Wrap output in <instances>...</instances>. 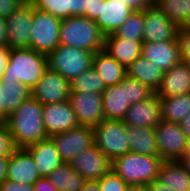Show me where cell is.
<instances>
[{
  "label": "cell",
  "mask_w": 190,
  "mask_h": 191,
  "mask_svg": "<svg viewBox=\"0 0 190 191\" xmlns=\"http://www.w3.org/2000/svg\"><path fill=\"white\" fill-rule=\"evenodd\" d=\"M16 148L48 138L43 123V105L32 96L4 119Z\"/></svg>",
  "instance_id": "6da1fadb"
},
{
  "label": "cell",
  "mask_w": 190,
  "mask_h": 191,
  "mask_svg": "<svg viewBox=\"0 0 190 191\" xmlns=\"http://www.w3.org/2000/svg\"><path fill=\"white\" fill-rule=\"evenodd\" d=\"M162 162L159 156L127 152L112 161L111 169L128 186H147L157 179Z\"/></svg>",
  "instance_id": "7a4b0ae2"
},
{
  "label": "cell",
  "mask_w": 190,
  "mask_h": 191,
  "mask_svg": "<svg viewBox=\"0 0 190 191\" xmlns=\"http://www.w3.org/2000/svg\"><path fill=\"white\" fill-rule=\"evenodd\" d=\"M105 35L94 20L71 16L61 21L60 44L96 53L104 49Z\"/></svg>",
  "instance_id": "3957f363"
},
{
  "label": "cell",
  "mask_w": 190,
  "mask_h": 191,
  "mask_svg": "<svg viewBox=\"0 0 190 191\" xmlns=\"http://www.w3.org/2000/svg\"><path fill=\"white\" fill-rule=\"evenodd\" d=\"M48 69L47 56L34 49H12L10 61L1 80L22 82L32 89Z\"/></svg>",
  "instance_id": "277c9868"
},
{
  "label": "cell",
  "mask_w": 190,
  "mask_h": 191,
  "mask_svg": "<svg viewBox=\"0 0 190 191\" xmlns=\"http://www.w3.org/2000/svg\"><path fill=\"white\" fill-rule=\"evenodd\" d=\"M93 56L92 52L60 44L47 56L48 68L71 82L92 66Z\"/></svg>",
  "instance_id": "5b68a950"
},
{
  "label": "cell",
  "mask_w": 190,
  "mask_h": 191,
  "mask_svg": "<svg viewBox=\"0 0 190 191\" xmlns=\"http://www.w3.org/2000/svg\"><path fill=\"white\" fill-rule=\"evenodd\" d=\"M61 19L33 7L30 49L48 56L60 45Z\"/></svg>",
  "instance_id": "8992f818"
},
{
  "label": "cell",
  "mask_w": 190,
  "mask_h": 191,
  "mask_svg": "<svg viewBox=\"0 0 190 191\" xmlns=\"http://www.w3.org/2000/svg\"><path fill=\"white\" fill-rule=\"evenodd\" d=\"M94 145L112 162L130 152L126 125L122 120L104 119L93 127Z\"/></svg>",
  "instance_id": "52a82bcc"
},
{
  "label": "cell",
  "mask_w": 190,
  "mask_h": 191,
  "mask_svg": "<svg viewBox=\"0 0 190 191\" xmlns=\"http://www.w3.org/2000/svg\"><path fill=\"white\" fill-rule=\"evenodd\" d=\"M154 129L159 157L163 161L181 160L188 137L182 131L180 123L161 121Z\"/></svg>",
  "instance_id": "ba28073f"
},
{
  "label": "cell",
  "mask_w": 190,
  "mask_h": 191,
  "mask_svg": "<svg viewBox=\"0 0 190 191\" xmlns=\"http://www.w3.org/2000/svg\"><path fill=\"white\" fill-rule=\"evenodd\" d=\"M33 5L26 0L13 13L6 17L8 47L11 49L30 48Z\"/></svg>",
  "instance_id": "9c48e42d"
},
{
  "label": "cell",
  "mask_w": 190,
  "mask_h": 191,
  "mask_svg": "<svg viewBox=\"0 0 190 191\" xmlns=\"http://www.w3.org/2000/svg\"><path fill=\"white\" fill-rule=\"evenodd\" d=\"M57 151L64 163H69L73 157L94 144L92 127L78 126L74 129L51 136Z\"/></svg>",
  "instance_id": "30bf717a"
},
{
  "label": "cell",
  "mask_w": 190,
  "mask_h": 191,
  "mask_svg": "<svg viewBox=\"0 0 190 191\" xmlns=\"http://www.w3.org/2000/svg\"><path fill=\"white\" fill-rule=\"evenodd\" d=\"M144 20L143 42L177 40L178 26L168 19L153 3L142 11Z\"/></svg>",
  "instance_id": "8fae6325"
},
{
  "label": "cell",
  "mask_w": 190,
  "mask_h": 191,
  "mask_svg": "<svg viewBox=\"0 0 190 191\" xmlns=\"http://www.w3.org/2000/svg\"><path fill=\"white\" fill-rule=\"evenodd\" d=\"M31 90V96L42 105L67 101L71 93L70 82L49 68Z\"/></svg>",
  "instance_id": "7c38bea8"
},
{
  "label": "cell",
  "mask_w": 190,
  "mask_h": 191,
  "mask_svg": "<svg viewBox=\"0 0 190 191\" xmlns=\"http://www.w3.org/2000/svg\"><path fill=\"white\" fill-rule=\"evenodd\" d=\"M111 161L94 144L77 153L69 162L86 180L98 181L111 170Z\"/></svg>",
  "instance_id": "4fadbf2b"
},
{
  "label": "cell",
  "mask_w": 190,
  "mask_h": 191,
  "mask_svg": "<svg viewBox=\"0 0 190 191\" xmlns=\"http://www.w3.org/2000/svg\"><path fill=\"white\" fill-rule=\"evenodd\" d=\"M69 102L79 126L94 127L105 119L102 94L70 93Z\"/></svg>",
  "instance_id": "5bb4252c"
},
{
  "label": "cell",
  "mask_w": 190,
  "mask_h": 191,
  "mask_svg": "<svg viewBox=\"0 0 190 191\" xmlns=\"http://www.w3.org/2000/svg\"><path fill=\"white\" fill-rule=\"evenodd\" d=\"M43 123L48 137L79 126L69 100L43 105Z\"/></svg>",
  "instance_id": "9a60e30c"
},
{
  "label": "cell",
  "mask_w": 190,
  "mask_h": 191,
  "mask_svg": "<svg viewBox=\"0 0 190 191\" xmlns=\"http://www.w3.org/2000/svg\"><path fill=\"white\" fill-rule=\"evenodd\" d=\"M122 121L129 127L155 128L162 121L160 98L153 93L149 98L130 105Z\"/></svg>",
  "instance_id": "2e32d148"
},
{
  "label": "cell",
  "mask_w": 190,
  "mask_h": 191,
  "mask_svg": "<svg viewBox=\"0 0 190 191\" xmlns=\"http://www.w3.org/2000/svg\"><path fill=\"white\" fill-rule=\"evenodd\" d=\"M39 178L31 154L25 148H16L8 157L6 180L33 185Z\"/></svg>",
  "instance_id": "e0dca14e"
},
{
  "label": "cell",
  "mask_w": 190,
  "mask_h": 191,
  "mask_svg": "<svg viewBox=\"0 0 190 191\" xmlns=\"http://www.w3.org/2000/svg\"><path fill=\"white\" fill-rule=\"evenodd\" d=\"M141 55L157 65L163 72L170 70L174 65L181 62L177 40L143 42Z\"/></svg>",
  "instance_id": "ac0fdd59"
},
{
  "label": "cell",
  "mask_w": 190,
  "mask_h": 191,
  "mask_svg": "<svg viewBox=\"0 0 190 191\" xmlns=\"http://www.w3.org/2000/svg\"><path fill=\"white\" fill-rule=\"evenodd\" d=\"M190 93V65L180 62L165 71L155 94L159 98H171Z\"/></svg>",
  "instance_id": "d6986e66"
},
{
  "label": "cell",
  "mask_w": 190,
  "mask_h": 191,
  "mask_svg": "<svg viewBox=\"0 0 190 191\" xmlns=\"http://www.w3.org/2000/svg\"><path fill=\"white\" fill-rule=\"evenodd\" d=\"M25 149L31 154L40 177H48L55 168L64 163L51 137L29 145Z\"/></svg>",
  "instance_id": "ffe728a7"
},
{
  "label": "cell",
  "mask_w": 190,
  "mask_h": 191,
  "mask_svg": "<svg viewBox=\"0 0 190 191\" xmlns=\"http://www.w3.org/2000/svg\"><path fill=\"white\" fill-rule=\"evenodd\" d=\"M133 12L122 0H100V16L95 23L106 36L114 33Z\"/></svg>",
  "instance_id": "44dd1931"
},
{
  "label": "cell",
  "mask_w": 190,
  "mask_h": 191,
  "mask_svg": "<svg viewBox=\"0 0 190 191\" xmlns=\"http://www.w3.org/2000/svg\"><path fill=\"white\" fill-rule=\"evenodd\" d=\"M143 41L126 40L113 33L105 36L104 50L126 69L139 57Z\"/></svg>",
  "instance_id": "7402d4cb"
},
{
  "label": "cell",
  "mask_w": 190,
  "mask_h": 191,
  "mask_svg": "<svg viewBox=\"0 0 190 191\" xmlns=\"http://www.w3.org/2000/svg\"><path fill=\"white\" fill-rule=\"evenodd\" d=\"M103 113L107 120H122L130 107L125 95V77L112 86H107L102 93Z\"/></svg>",
  "instance_id": "603a6c76"
},
{
  "label": "cell",
  "mask_w": 190,
  "mask_h": 191,
  "mask_svg": "<svg viewBox=\"0 0 190 191\" xmlns=\"http://www.w3.org/2000/svg\"><path fill=\"white\" fill-rule=\"evenodd\" d=\"M157 180L175 191H190V173L180 160L163 161Z\"/></svg>",
  "instance_id": "cb8c5ba5"
},
{
  "label": "cell",
  "mask_w": 190,
  "mask_h": 191,
  "mask_svg": "<svg viewBox=\"0 0 190 191\" xmlns=\"http://www.w3.org/2000/svg\"><path fill=\"white\" fill-rule=\"evenodd\" d=\"M92 67L104 80L106 87L119 84L127 75V69L104 49L94 54Z\"/></svg>",
  "instance_id": "d4e9b609"
},
{
  "label": "cell",
  "mask_w": 190,
  "mask_h": 191,
  "mask_svg": "<svg viewBox=\"0 0 190 191\" xmlns=\"http://www.w3.org/2000/svg\"><path fill=\"white\" fill-rule=\"evenodd\" d=\"M3 101L0 104V120H4L26 99L31 97V89L22 82L0 80Z\"/></svg>",
  "instance_id": "484cf974"
},
{
  "label": "cell",
  "mask_w": 190,
  "mask_h": 191,
  "mask_svg": "<svg viewBox=\"0 0 190 191\" xmlns=\"http://www.w3.org/2000/svg\"><path fill=\"white\" fill-rule=\"evenodd\" d=\"M126 135L130 152L159 156L154 128L126 126Z\"/></svg>",
  "instance_id": "4316f807"
},
{
  "label": "cell",
  "mask_w": 190,
  "mask_h": 191,
  "mask_svg": "<svg viewBox=\"0 0 190 191\" xmlns=\"http://www.w3.org/2000/svg\"><path fill=\"white\" fill-rule=\"evenodd\" d=\"M127 75L143 83L155 93L164 72L141 55L127 68Z\"/></svg>",
  "instance_id": "83f0119b"
},
{
  "label": "cell",
  "mask_w": 190,
  "mask_h": 191,
  "mask_svg": "<svg viewBox=\"0 0 190 191\" xmlns=\"http://www.w3.org/2000/svg\"><path fill=\"white\" fill-rule=\"evenodd\" d=\"M57 191H80L87 181L69 163H63L48 176Z\"/></svg>",
  "instance_id": "f1b7e54d"
},
{
  "label": "cell",
  "mask_w": 190,
  "mask_h": 191,
  "mask_svg": "<svg viewBox=\"0 0 190 191\" xmlns=\"http://www.w3.org/2000/svg\"><path fill=\"white\" fill-rule=\"evenodd\" d=\"M161 120L180 123L186 114L190 113V93L160 98Z\"/></svg>",
  "instance_id": "f546056e"
},
{
  "label": "cell",
  "mask_w": 190,
  "mask_h": 191,
  "mask_svg": "<svg viewBox=\"0 0 190 191\" xmlns=\"http://www.w3.org/2000/svg\"><path fill=\"white\" fill-rule=\"evenodd\" d=\"M154 4L178 27H190V0H156Z\"/></svg>",
  "instance_id": "4dcf8cb0"
},
{
  "label": "cell",
  "mask_w": 190,
  "mask_h": 191,
  "mask_svg": "<svg viewBox=\"0 0 190 191\" xmlns=\"http://www.w3.org/2000/svg\"><path fill=\"white\" fill-rule=\"evenodd\" d=\"M106 88L104 80L91 66L70 82L71 93H99Z\"/></svg>",
  "instance_id": "1f68e13d"
},
{
  "label": "cell",
  "mask_w": 190,
  "mask_h": 191,
  "mask_svg": "<svg viewBox=\"0 0 190 191\" xmlns=\"http://www.w3.org/2000/svg\"><path fill=\"white\" fill-rule=\"evenodd\" d=\"M143 30L142 11H134L113 34L129 41H143Z\"/></svg>",
  "instance_id": "d6a6232c"
},
{
  "label": "cell",
  "mask_w": 190,
  "mask_h": 191,
  "mask_svg": "<svg viewBox=\"0 0 190 191\" xmlns=\"http://www.w3.org/2000/svg\"><path fill=\"white\" fill-rule=\"evenodd\" d=\"M153 93L154 92L143 83L128 75L125 76L126 101H128L130 105L149 98Z\"/></svg>",
  "instance_id": "836d02e7"
},
{
  "label": "cell",
  "mask_w": 190,
  "mask_h": 191,
  "mask_svg": "<svg viewBox=\"0 0 190 191\" xmlns=\"http://www.w3.org/2000/svg\"><path fill=\"white\" fill-rule=\"evenodd\" d=\"M34 8L49 12L61 20L66 19V0H29Z\"/></svg>",
  "instance_id": "e575fe53"
},
{
  "label": "cell",
  "mask_w": 190,
  "mask_h": 191,
  "mask_svg": "<svg viewBox=\"0 0 190 191\" xmlns=\"http://www.w3.org/2000/svg\"><path fill=\"white\" fill-rule=\"evenodd\" d=\"M98 183L100 191H126L129 187L112 169Z\"/></svg>",
  "instance_id": "d590c367"
},
{
  "label": "cell",
  "mask_w": 190,
  "mask_h": 191,
  "mask_svg": "<svg viewBox=\"0 0 190 191\" xmlns=\"http://www.w3.org/2000/svg\"><path fill=\"white\" fill-rule=\"evenodd\" d=\"M91 0H66V18L84 16L90 19Z\"/></svg>",
  "instance_id": "8d00e7d4"
},
{
  "label": "cell",
  "mask_w": 190,
  "mask_h": 191,
  "mask_svg": "<svg viewBox=\"0 0 190 191\" xmlns=\"http://www.w3.org/2000/svg\"><path fill=\"white\" fill-rule=\"evenodd\" d=\"M177 41L181 55V62L190 65V27H179Z\"/></svg>",
  "instance_id": "74e56055"
},
{
  "label": "cell",
  "mask_w": 190,
  "mask_h": 191,
  "mask_svg": "<svg viewBox=\"0 0 190 191\" xmlns=\"http://www.w3.org/2000/svg\"><path fill=\"white\" fill-rule=\"evenodd\" d=\"M16 149L4 120H0V157H9Z\"/></svg>",
  "instance_id": "f35d334b"
},
{
  "label": "cell",
  "mask_w": 190,
  "mask_h": 191,
  "mask_svg": "<svg viewBox=\"0 0 190 191\" xmlns=\"http://www.w3.org/2000/svg\"><path fill=\"white\" fill-rule=\"evenodd\" d=\"M26 0H0V16L6 18Z\"/></svg>",
  "instance_id": "ab89813d"
},
{
  "label": "cell",
  "mask_w": 190,
  "mask_h": 191,
  "mask_svg": "<svg viewBox=\"0 0 190 191\" xmlns=\"http://www.w3.org/2000/svg\"><path fill=\"white\" fill-rule=\"evenodd\" d=\"M0 191H33V185L5 180L0 185Z\"/></svg>",
  "instance_id": "60d3db41"
},
{
  "label": "cell",
  "mask_w": 190,
  "mask_h": 191,
  "mask_svg": "<svg viewBox=\"0 0 190 191\" xmlns=\"http://www.w3.org/2000/svg\"><path fill=\"white\" fill-rule=\"evenodd\" d=\"M11 50L12 49L8 46L0 47V80L9 64Z\"/></svg>",
  "instance_id": "b9f144b4"
},
{
  "label": "cell",
  "mask_w": 190,
  "mask_h": 191,
  "mask_svg": "<svg viewBox=\"0 0 190 191\" xmlns=\"http://www.w3.org/2000/svg\"><path fill=\"white\" fill-rule=\"evenodd\" d=\"M125 6L133 11H143L144 9L150 7L153 2L151 0H122Z\"/></svg>",
  "instance_id": "7bdbcfd3"
},
{
  "label": "cell",
  "mask_w": 190,
  "mask_h": 191,
  "mask_svg": "<svg viewBox=\"0 0 190 191\" xmlns=\"http://www.w3.org/2000/svg\"><path fill=\"white\" fill-rule=\"evenodd\" d=\"M33 191H57L56 188L51 184L48 177H40L33 184Z\"/></svg>",
  "instance_id": "ee69618b"
},
{
  "label": "cell",
  "mask_w": 190,
  "mask_h": 191,
  "mask_svg": "<svg viewBox=\"0 0 190 191\" xmlns=\"http://www.w3.org/2000/svg\"><path fill=\"white\" fill-rule=\"evenodd\" d=\"M8 46V29L6 18L0 16V47Z\"/></svg>",
  "instance_id": "f6af8a7d"
},
{
  "label": "cell",
  "mask_w": 190,
  "mask_h": 191,
  "mask_svg": "<svg viewBox=\"0 0 190 191\" xmlns=\"http://www.w3.org/2000/svg\"><path fill=\"white\" fill-rule=\"evenodd\" d=\"M148 191H175L170 187L164 185L159 180L155 179L147 185Z\"/></svg>",
  "instance_id": "bcb514c9"
},
{
  "label": "cell",
  "mask_w": 190,
  "mask_h": 191,
  "mask_svg": "<svg viewBox=\"0 0 190 191\" xmlns=\"http://www.w3.org/2000/svg\"><path fill=\"white\" fill-rule=\"evenodd\" d=\"M100 16V0H91L90 19L96 20Z\"/></svg>",
  "instance_id": "7dc6e473"
},
{
  "label": "cell",
  "mask_w": 190,
  "mask_h": 191,
  "mask_svg": "<svg viewBox=\"0 0 190 191\" xmlns=\"http://www.w3.org/2000/svg\"><path fill=\"white\" fill-rule=\"evenodd\" d=\"M180 126L184 134L190 138V113L186 114L185 117L181 120Z\"/></svg>",
  "instance_id": "c3c4849f"
},
{
  "label": "cell",
  "mask_w": 190,
  "mask_h": 191,
  "mask_svg": "<svg viewBox=\"0 0 190 191\" xmlns=\"http://www.w3.org/2000/svg\"><path fill=\"white\" fill-rule=\"evenodd\" d=\"M8 157H0V185L6 180Z\"/></svg>",
  "instance_id": "681fc988"
},
{
  "label": "cell",
  "mask_w": 190,
  "mask_h": 191,
  "mask_svg": "<svg viewBox=\"0 0 190 191\" xmlns=\"http://www.w3.org/2000/svg\"><path fill=\"white\" fill-rule=\"evenodd\" d=\"M80 191H100L98 181L87 180Z\"/></svg>",
  "instance_id": "f907efd6"
},
{
  "label": "cell",
  "mask_w": 190,
  "mask_h": 191,
  "mask_svg": "<svg viewBox=\"0 0 190 191\" xmlns=\"http://www.w3.org/2000/svg\"><path fill=\"white\" fill-rule=\"evenodd\" d=\"M180 161L183 163L186 170L190 173V156H184Z\"/></svg>",
  "instance_id": "816d5d0a"
},
{
  "label": "cell",
  "mask_w": 190,
  "mask_h": 191,
  "mask_svg": "<svg viewBox=\"0 0 190 191\" xmlns=\"http://www.w3.org/2000/svg\"><path fill=\"white\" fill-rule=\"evenodd\" d=\"M126 191H148L147 186H129Z\"/></svg>",
  "instance_id": "f5cc1de1"
},
{
  "label": "cell",
  "mask_w": 190,
  "mask_h": 191,
  "mask_svg": "<svg viewBox=\"0 0 190 191\" xmlns=\"http://www.w3.org/2000/svg\"><path fill=\"white\" fill-rule=\"evenodd\" d=\"M184 156H190V138L187 140V146Z\"/></svg>",
  "instance_id": "db71d44e"
},
{
  "label": "cell",
  "mask_w": 190,
  "mask_h": 191,
  "mask_svg": "<svg viewBox=\"0 0 190 191\" xmlns=\"http://www.w3.org/2000/svg\"><path fill=\"white\" fill-rule=\"evenodd\" d=\"M3 91H2V85H1V82H0V104L2 103L3 101Z\"/></svg>",
  "instance_id": "11a10c76"
}]
</instances>
